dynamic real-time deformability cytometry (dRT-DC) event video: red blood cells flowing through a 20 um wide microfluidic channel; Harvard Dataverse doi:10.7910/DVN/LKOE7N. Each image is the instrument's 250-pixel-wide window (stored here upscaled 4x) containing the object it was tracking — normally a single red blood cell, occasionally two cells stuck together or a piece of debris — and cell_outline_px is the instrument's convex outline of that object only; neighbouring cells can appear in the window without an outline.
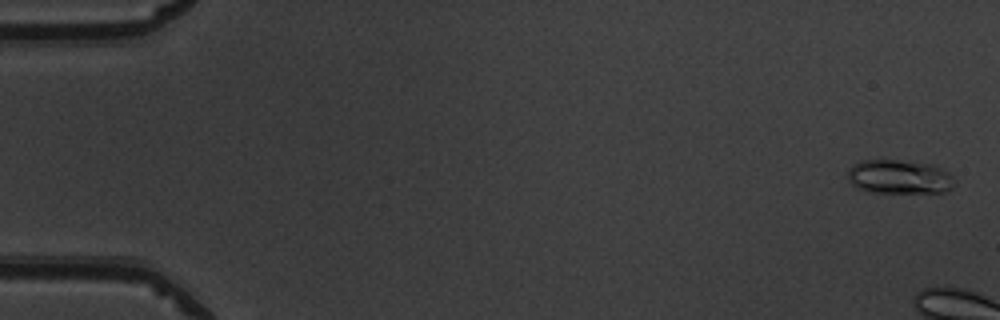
{"species": "common noctule bat (a hibernating species)", "species_latin": "Nyctalus noctula", "temperature_condition": "warm", "stored_images_in_passage": 8, "camera_frame_rate_fps": 3000, "um_per_image_px": 0.085, "animal": {"sex": "male", "body_mass_g": 19.5, "forearm_length_mm": 54.6}, "frame": {"image": 1, "passage_image": 2, "time_ms": 0.333, "image_size_px": [1000, 320], "cell_outline_px": [[956, 184], [952, 188], [944, 192], [868, 192], [856, 188], [848, 180], [848, 172], [860, 160], [896, 160], [928, 164], [940, 168], [948, 172], [956, 180]], "centroid_in_image_um": [76.46, 15.05], "position_along_channel_um": 8.5, "area_um2": 21.04}}